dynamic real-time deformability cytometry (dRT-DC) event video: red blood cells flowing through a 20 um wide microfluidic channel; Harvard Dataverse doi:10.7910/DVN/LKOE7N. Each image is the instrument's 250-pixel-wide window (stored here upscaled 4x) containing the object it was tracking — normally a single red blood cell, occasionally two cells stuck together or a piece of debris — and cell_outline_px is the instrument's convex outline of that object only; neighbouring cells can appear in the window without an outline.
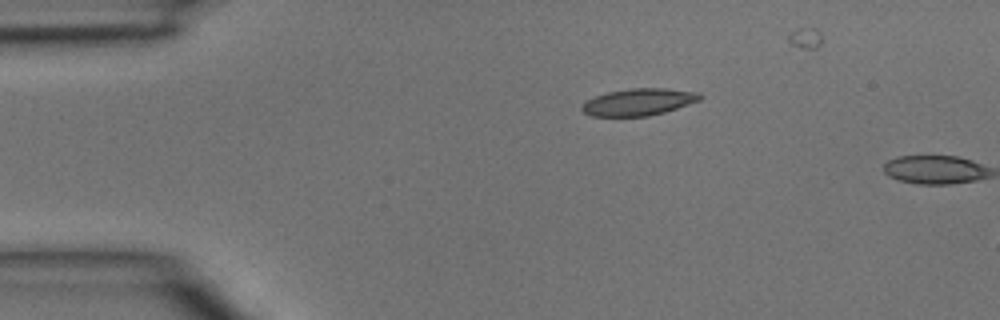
{"species": "common noctule bat (a hibernating species)", "species_latin": "Nyctalus noctula", "temperature_condition": "room temperature", "stored_images_in_passage": 3, "camera_frame_rate_fps": 3000, "um_per_image_px": 0.085, "animal": {"sex": "male", "body_mass_g": 15.6}, "frame": {"image": 1, "passage_image": 2, "time_ms": 0.333, "image_size_px": [1000, 320], "cell_outline_px": [[704, 96], [700, 100], [664, 112], [648, 116], [592, 116], [584, 112], [580, 108], [580, 104], [596, 96], [608, 92], [628, 88], [664, 88], [700, 92]], "centroid_in_image_um": [54.29, 8.66], "position_along_channel_um": 30.7, "area_um2": 18.55}}